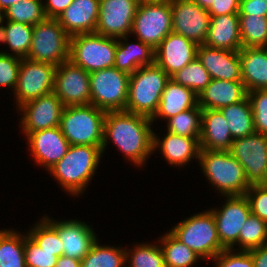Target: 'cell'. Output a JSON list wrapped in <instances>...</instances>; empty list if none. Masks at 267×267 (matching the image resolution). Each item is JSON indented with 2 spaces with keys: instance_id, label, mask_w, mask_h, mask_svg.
<instances>
[{
  "instance_id": "cell-26",
  "label": "cell",
  "mask_w": 267,
  "mask_h": 267,
  "mask_svg": "<svg viewBox=\"0 0 267 267\" xmlns=\"http://www.w3.org/2000/svg\"><path fill=\"white\" fill-rule=\"evenodd\" d=\"M247 91L242 81L211 79L198 96V105L202 109H221L242 101Z\"/></svg>"
},
{
  "instance_id": "cell-33",
  "label": "cell",
  "mask_w": 267,
  "mask_h": 267,
  "mask_svg": "<svg viewBox=\"0 0 267 267\" xmlns=\"http://www.w3.org/2000/svg\"><path fill=\"white\" fill-rule=\"evenodd\" d=\"M166 267H190L201 259L192 249L183 244L170 231L159 239ZM163 244V245H162Z\"/></svg>"
},
{
  "instance_id": "cell-29",
  "label": "cell",
  "mask_w": 267,
  "mask_h": 267,
  "mask_svg": "<svg viewBox=\"0 0 267 267\" xmlns=\"http://www.w3.org/2000/svg\"><path fill=\"white\" fill-rule=\"evenodd\" d=\"M119 39H125V43ZM137 40L138 43H130L127 36L117 39L114 67L129 75L140 67L155 63V50L150 45Z\"/></svg>"
},
{
  "instance_id": "cell-39",
  "label": "cell",
  "mask_w": 267,
  "mask_h": 267,
  "mask_svg": "<svg viewBox=\"0 0 267 267\" xmlns=\"http://www.w3.org/2000/svg\"><path fill=\"white\" fill-rule=\"evenodd\" d=\"M5 13V19L27 25H36L47 17L42 0H23L11 5Z\"/></svg>"
},
{
  "instance_id": "cell-11",
  "label": "cell",
  "mask_w": 267,
  "mask_h": 267,
  "mask_svg": "<svg viewBox=\"0 0 267 267\" xmlns=\"http://www.w3.org/2000/svg\"><path fill=\"white\" fill-rule=\"evenodd\" d=\"M55 70L53 64L22 58L14 91L17 108L27 101L53 92Z\"/></svg>"
},
{
  "instance_id": "cell-40",
  "label": "cell",
  "mask_w": 267,
  "mask_h": 267,
  "mask_svg": "<svg viewBox=\"0 0 267 267\" xmlns=\"http://www.w3.org/2000/svg\"><path fill=\"white\" fill-rule=\"evenodd\" d=\"M132 250L125 252L126 262H129L127 267H166L161 246L147 243L137 244Z\"/></svg>"
},
{
  "instance_id": "cell-14",
  "label": "cell",
  "mask_w": 267,
  "mask_h": 267,
  "mask_svg": "<svg viewBox=\"0 0 267 267\" xmlns=\"http://www.w3.org/2000/svg\"><path fill=\"white\" fill-rule=\"evenodd\" d=\"M140 0H100L95 33L121 38L131 34Z\"/></svg>"
},
{
  "instance_id": "cell-41",
  "label": "cell",
  "mask_w": 267,
  "mask_h": 267,
  "mask_svg": "<svg viewBox=\"0 0 267 267\" xmlns=\"http://www.w3.org/2000/svg\"><path fill=\"white\" fill-rule=\"evenodd\" d=\"M40 221L27 234L42 250L56 252L57 257L63 256L62 241L58 232L44 218Z\"/></svg>"
},
{
  "instance_id": "cell-23",
  "label": "cell",
  "mask_w": 267,
  "mask_h": 267,
  "mask_svg": "<svg viewBox=\"0 0 267 267\" xmlns=\"http://www.w3.org/2000/svg\"><path fill=\"white\" fill-rule=\"evenodd\" d=\"M233 138L220 109H202L200 148L228 151Z\"/></svg>"
},
{
  "instance_id": "cell-32",
  "label": "cell",
  "mask_w": 267,
  "mask_h": 267,
  "mask_svg": "<svg viewBox=\"0 0 267 267\" xmlns=\"http://www.w3.org/2000/svg\"><path fill=\"white\" fill-rule=\"evenodd\" d=\"M0 267H26L24 235L0 230Z\"/></svg>"
},
{
  "instance_id": "cell-54",
  "label": "cell",
  "mask_w": 267,
  "mask_h": 267,
  "mask_svg": "<svg viewBox=\"0 0 267 267\" xmlns=\"http://www.w3.org/2000/svg\"><path fill=\"white\" fill-rule=\"evenodd\" d=\"M260 185H262L264 187H267V167H266V170H265V173H264V176H263V180L260 183Z\"/></svg>"
},
{
  "instance_id": "cell-22",
  "label": "cell",
  "mask_w": 267,
  "mask_h": 267,
  "mask_svg": "<svg viewBox=\"0 0 267 267\" xmlns=\"http://www.w3.org/2000/svg\"><path fill=\"white\" fill-rule=\"evenodd\" d=\"M100 0H73L57 18L71 37L94 33L98 21Z\"/></svg>"
},
{
  "instance_id": "cell-15",
  "label": "cell",
  "mask_w": 267,
  "mask_h": 267,
  "mask_svg": "<svg viewBox=\"0 0 267 267\" xmlns=\"http://www.w3.org/2000/svg\"><path fill=\"white\" fill-rule=\"evenodd\" d=\"M226 203L217 210L211 209L217 227L218 237L224 249H233L238 244L240 229L251 214L245 195L225 196Z\"/></svg>"
},
{
  "instance_id": "cell-4",
  "label": "cell",
  "mask_w": 267,
  "mask_h": 267,
  "mask_svg": "<svg viewBox=\"0 0 267 267\" xmlns=\"http://www.w3.org/2000/svg\"><path fill=\"white\" fill-rule=\"evenodd\" d=\"M198 162L204 176L222 196L245 195L251 187L243 166L228 151L201 149Z\"/></svg>"
},
{
  "instance_id": "cell-21",
  "label": "cell",
  "mask_w": 267,
  "mask_h": 267,
  "mask_svg": "<svg viewBox=\"0 0 267 267\" xmlns=\"http://www.w3.org/2000/svg\"><path fill=\"white\" fill-rule=\"evenodd\" d=\"M197 58L208 71L211 79L242 81L238 51L208 47H197Z\"/></svg>"
},
{
  "instance_id": "cell-36",
  "label": "cell",
  "mask_w": 267,
  "mask_h": 267,
  "mask_svg": "<svg viewBox=\"0 0 267 267\" xmlns=\"http://www.w3.org/2000/svg\"><path fill=\"white\" fill-rule=\"evenodd\" d=\"M167 131L185 137L200 138L202 108L197 105L167 119Z\"/></svg>"
},
{
  "instance_id": "cell-16",
  "label": "cell",
  "mask_w": 267,
  "mask_h": 267,
  "mask_svg": "<svg viewBox=\"0 0 267 267\" xmlns=\"http://www.w3.org/2000/svg\"><path fill=\"white\" fill-rule=\"evenodd\" d=\"M172 32L195 42L204 44L210 25L209 12L191 0H173Z\"/></svg>"
},
{
  "instance_id": "cell-1",
  "label": "cell",
  "mask_w": 267,
  "mask_h": 267,
  "mask_svg": "<svg viewBox=\"0 0 267 267\" xmlns=\"http://www.w3.org/2000/svg\"><path fill=\"white\" fill-rule=\"evenodd\" d=\"M151 118L127 111H108L104 119L102 154L108 139L137 166L145 164L153 153Z\"/></svg>"
},
{
  "instance_id": "cell-42",
  "label": "cell",
  "mask_w": 267,
  "mask_h": 267,
  "mask_svg": "<svg viewBox=\"0 0 267 267\" xmlns=\"http://www.w3.org/2000/svg\"><path fill=\"white\" fill-rule=\"evenodd\" d=\"M26 267H55L58 257L56 252L42 250L28 235H24Z\"/></svg>"
},
{
  "instance_id": "cell-24",
  "label": "cell",
  "mask_w": 267,
  "mask_h": 267,
  "mask_svg": "<svg viewBox=\"0 0 267 267\" xmlns=\"http://www.w3.org/2000/svg\"><path fill=\"white\" fill-rule=\"evenodd\" d=\"M161 139L153 133V150L160 147L163 157L172 166H183L191 161L192 158L199 160L200 138L185 137L170 133Z\"/></svg>"
},
{
  "instance_id": "cell-2",
  "label": "cell",
  "mask_w": 267,
  "mask_h": 267,
  "mask_svg": "<svg viewBox=\"0 0 267 267\" xmlns=\"http://www.w3.org/2000/svg\"><path fill=\"white\" fill-rule=\"evenodd\" d=\"M101 155L102 146L70 145L63 158L48 171L66 192L78 196L88 187Z\"/></svg>"
},
{
  "instance_id": "cell-55",
  "label": "cell",
  "mask_w": 267,
  "mask_h": 267,
  "mask_svg": "<svg viewBox=\"0 0 267 267\" xmlns=\"http://www.w3.org/2000/svg\"><path fill=\"white\" fill-rule=\"evenodd\" d=\"M142 2H164V3H171L173 0H140Z\"/></svg>"
},
{
  "instance_id": "cell-35",
  "label": "cell",
  "mask_w": 267,
  "mask_h": 267,
  "mask_svg": "<svg viewBox=\"0 0 267 267\" xmlns=\"http://www.w3.org/2000/svg\"><path fill=\"white\" fill-rule=\"evenodd\" d=\"M242 48L267 47V17L239 15Z\"/></svg>"
},
{
  "instance_id": "cell-8",
  "label": "cell",
  "mask_w": 267,
  "mask_h": 267,
  "mask_svg": "<svg viewBox=\"0 0 267 267\" xmlns=\"http://www.w3.org/2000/svg\"><path fill=\"white\" fill-rule=\"evenodd\" d=\"M117 39L97 33L70 38L69 60L89 73L114 67Z\"/></svg>"
},
{
  "instance_id": "cell-6",
  "label": "cell",
  "mask_w": 267,
  "mask_h": 267,
  "mask_svg": "<svg viewBox=\"0 0 267 267\" xmlns=\"http://www.w3.org/2000/svg\"><path fill=\"white\" fill-rule=\"evenodd\" d=\"M170 232L202 260H212L224 250L211 210L190 216L179 222Z\"/></svg>"
},
{
  "instance_id": "cell-48",
  "label": "cell",
  "mask_w": 267,
  "mask_h": 267,
  "mask_svg": "<svg viewBox=\"0 0 267 267\" xmlns=\"http://www.w3.org/2000/svg\"><path fill=\"white\" fill-rule=\"evenodd\" d=\"M239 15H257L267 17L266 0H240Z\"/></svg>"
},
{
  "instance_id": "cell-47",
  "label": "cell",
  "mask_w": 267,
  "mask_h": 267,
  "mask_svg": "<svg viewBox=\"0 0 267 267\" xmlns=\"http://www.w3.org/2000/svg\"><path fill=\"white\" fill-rule=\"evenodd\" d=\"M240 0H214L207 10L210 16H220L226 14L239 13Z\"/></svg>"
},
{
  "instance_id": "cell-3",
  "label": "cell",
  "mask_w": 267,
  "mask_h": 267,
  "mask_svg": "<svg viewBox=\"0 0 267 267\" xmlns=\"http://www.w3.org/2000/svg\"><path fill=\"white\" fill-rule=\"evenodd\" d=\"M170 76L156 63L138 68L129 77L125 111L152 118Z\"/></svg>"
},
{
  "instance_id": "cell-9",
  "label": "cell",
  "mask_w": 267,
  "mask_h": 267,
  "mask_svg": "<svg viewBox=\"0 0 267 267\" xmlns=\"http://www.w3.org/2000/svg\"><path fill=\"white\" fill-rule=\"evenodd\" d=\"M130 75L110 67L90 73V104L108 111H125Z\"/></svg>"
},
{
  "instance_id": "cell-19",
  "label": "cell",
  "mask_w": 267,
  "mask_h": 267,
  "mask_svg": "<svg viewBox=\"0 0 267 267\" xmlns=\"http://www.w3.org/2000/svg\"><path fill=\"white\" fill-rule=\"evenodd\" d=\"M198 45L171 32L155 49V63L170 77L197 57Z\"/></svg>"
},
{
  "instance_id": "cell-5",
  "label": "cell",
  "mask_w": 267,
  "mask_h": 267,
  "mask_svg": "<svg viewBox=\"0 0 267 267\" xmlns=\"http://www.w3.org/2000/svg\"><path fill=\"white\" fill-rule=\"evenodd\" d=\"M106 111L96 106H66L60 128L70 145L102 146Z\"/></svg>"
},
{
  "instance_id": "cell-38",
  "label": "cell",
  "mask_w": 267,
  "mask_h": 267,
  "mask_svg": "<svg viewBox=\"0 0 267 267\" xmlns=\"http://www.w3.org/2000/svg\"><path fill=\"white\" fill-rule=\"evenodd\" d=\"M267 243V223L252 213L246 219L238 237L240 251H250Z\"/></svg>"
},
{
  "instance_id": "cell-10",
  "label": "cell",
  "mask_w": 267,
  "mask_h": 267,
  "mask_svg": "<svg viewBox=\"0 0 267 267\" xmlns=\"http://www.w3.org/2000/svg\"><path fill=\"white\" fill-rule=\"evenodd\" d=\"M172 21L171 3L140 1L131 34L155 50L172 32Z\"/></svg>"
},
{
  "instance_id": "cell-31",
  "label": "cell",
  "mask_w": 267,
  "mask_h": 267,
  "mask_svg": "<svg viewBox=\"0 0 267 267\" xmlns=\"http://www.w3.org/2000/svg\"><path fill=\"white\" fill-rule=\"evenodd\" d=\"M33 26L6 21V25L0 30V43L8 44L13 54L19 58H27L31 47Z\"/></svg>"
},
{
  "instance_id": "cell-44",
  "label": "cell",
  "mask_w": 267,
  "mask_h": 267,
  "mask_svg": "<svg viewBox=\"0 0 267 267\" xmlns=\"http://www.w3.org/2000/svg\"><path fill=\"white\" fill-rule=\"evenodd\" d=\"M21 58L0 51V87L16 89Z\"/></svg>"
},
{
  "instance_id": "cell-52",
  "label": "cell",
  "mask_w": 267,
  "mask_h": 267,
  "mask_svg": "<svg viewBox=\"0 0 267 267\" xmlns=\"http://www.w3.org/2000/svg\"><path fill=\"white\" fill-rule=\"evenodd\" d=\"M23 0H0V9L6 11L11 5Z\"/></svg>"
},
{
  "instance_id": "cell-20",
  "label": "cell",
  "mask_w": 267,
  "mask_h": 267,
  "mask_svg": "<svg viewBox=\"0 0 267 267\" xmlns=\"http://www.w3.org/2000/svg\"><path fill=\"white\" fill-rule=\"evenodd\" d=\"M27 141L36 163L47 170L60 161L70 147L60 126L31 132Z\"/></svg>"
},
{
  "instance_id": "cell-37",
  "label": "cell",
  "mask_w": 267,
  "mask_h": 267,
  "mask_svg": "<svg viewBox=\"0 0 267 267\" xmlns=\"http://www.w3.org/2000/svg\"><path fill=\"white\" fill-rule=\"evenodd\" d=\"M170 79L191 89L198 96L211 81L208 71L197 57L180 71L173 74Z\"/></svg>"
},
{
  "instance_id": "cell-13",
  "label": "cell",
  "mask_w": 267,
  "mask_h": 267,
  "mask_svg": "<svg viewBox=\"0 0 267 267\" xmlns=\"http://www.w3.org/2000/svg\"><path fill=\"white\" fill-rule=\"evenodd\" d=\"M62 104L78 106L90 104V73L70 60L56 67L54 91Z\"/></svg>"
},
{
  "instance_id": "cell-50",
  "label": "cell",
  "mask_w": 267,
  "mask_h": 267,
  "mask_svg": "<svg viewBox=\"0 0 267 267\" xmlns=\"http://www.w3.org/2000/svg\"><path fill=\"white\" fill-rule=\"evenodd\" d=\"M254 267H267V243L249 251Z\"/></svg>"
},
{
  "instance_id": "cell-46",
  "label": "cell",
  "mask_w": 267,
  "mask_h": 267,
  "mask_svg": "<svg viewBox=\"0 0 267 267\" xmlns=\"http://www.w3.org/2000/svg\"><path fill=\"white\" fill-rule=\"evenodd\" d=\"M233 249H224L214 259L216 267H254L249 251L233 253Z\"/></svg>"
},
{
  "instance_id": "cell-51",
  "label": "cell",
  "mask_w": 267,
  "mask_h": 267,
  "mask_svg": "<svg viewBox=\"0 0 267 267\" xmlns=\"http://www.w3.org/2000/svg\"><path fill=\"white\" fill-rule=\"evenodd\" d=\"M55 267H81V261L65 256L58 257Z\"/></svg>"
},
{
  "instance_id": "cell-43",
  "label": "cell",
  "mask_w": 267,
  "mask_h": 267,
  "mask_svg": "<svg viewBox=\"0 0 267 267\" xmlns=\"http://www.w3.org/2000/svg\"><path fill=\"white\" fill-rule=\"evenodd\" d=\"M247 96L252 106L255 131L267 135V89L247 92Z\"/></svg>"
},
{
  "instance_id": "cell-45",
  "label": "cell",
  "mask_w": 267,
  "mask_h": 267,
  "mask_svg": "<svg viewBox=\"0 0 267 267\" xmlns=\"http://www.w3.org/2000/svg\"><path fill=\"white\" fill-rule=\"evenodd\" d=\"M245 196L251 213L267 223V187L260 184L251 185Z\"/></svg>"
},
{
  "instance_id": "cell-34",
  "label": "cell",
  "mask_w": 267,
  "mask_h": 267,
  "mask_svg": "<svg viewBox=\"0 0 267 267\" xmlns=\"http://www.w3.org/2000/svg\"><path fill=\"white\" fill-rule=\"evenodd\" d=\"M126 250L100 245L96 240L81 260V267H126Z\"/></svg>"
},
{
  "instance_id": "cell-27",
  "label": "cell",
  "mask_w": 267,
  "mask_h": 267,
  "mask_svg": "<svg viewBox=\"0 0 267 267\" xmlns=\"http://www.w3.org/2000/svg\"><path fill=\"white\" fill-rule=\"evenodd\" d=\"M238 54L246 91L267 89V47L241 48Z\"/></svg>"
},
{
  "instance_id": "cell-12",
  "label": "cell",
  "mask_w": 267,
  "mask_h": 267,
  "mask_svg": "<svg viewBox=\"0 0 267 267\" xmlns=\"http://www.w3.org/2000/svg\"><path fill=\"white\" fill-rule=\"evenodd\" d=\"M228 152L241 163L250 185L262 182L267 167V135L254 132L233 139Z\"/></svg>"
},
{
  "instance_id": "cell-18",
  "label": "cell",
  "mask_w": 267,
  "mask_h": 267,
  "mask_svg": "<svg viewBox=\"0 0 267 267\" xmlns=\"http://www.w3.org/2000/svg\"><path fill=\"white\" fill-rule=\"evenodd\" d=\"M59 234L62 241L63 256L82 260L98 239L93 229L83 221H54L48 216L43 217Z\"/></svg>"
},
{
  "instance_id": "cell-49",
  "label": "cell",
  "mask_w": 267,
  "mask_h": 267,
  "mask_svg": "<svg viewBox=\"0 0 267 267\" xmlns=\"http://www.w3.org/2000/svg\"><path fill=\"white\" fill-rule=\"evenodd\" d=\"M73 0H46L44 12L47 18L57 19Z\"/></svg>"
},
{
  "instance_id": "cell-7",
  "label": "cell",
  "mask_w": 267,
  "mask_h": 267,
  "mask_svg": "<svg viewBox=\"0 0 267 267\" xmlns=\"http://www.w3.org/2000/svg\"><path fill=\"white\" fill-rule=\"evenodd\" d=\"M70 38L57 19L46 18L33 26L27 59L57 67L69 60Z\"/></svg>"
},
{
  "instance_id": "cell-25",
  "label": "cell",
  "mask_w": 267,
  "mask_h": 267,
  "mask_svg": "<svg viewBox=\"0 0 267 267\" xmlns=\"http://www.w3.org/2000/svg\"><path fill=\"white\" fill-rule=\"evenodd\" d=\"M204 45L229 51H239L242 48L239 14L211 16Z\"/></svg>"
},
{
  "instance_id": "cell-17",
  "label": "cell",
  "mask_w": 267,
  "mask_h": 267,
  "mask_svg": "<svg viewBox=\"0 0 267 267\" xmlns=\"http://www.w3.org/2000/svg\"><path fill=\"white\" fill-rule=\"evenodd\" d=\"M64 107L54 92L27 101L18 107L23 112L22 131L27 136L31 132L60 126Z\"/></svg>"
},
{
  "instance_id": "cell-30",
  "label": "cell",
  "mask_w": 267,
  "mask_h": 267,
  "mask_svg": "<svg viewBox=\"0 0 267 267\" xmlns=\"http://www.w3.org/2000/svg\"><path fill=\"white\" fill-rule=\"evenodd\" d=\"M233 139L245 137L255 131L252 106L248 96L238 103L220 109Z\"/></svg>"
},
{
  "instance_id": "cell-53",
  "label": "cell",
  "mask_w": 267,
  "mask_h": 267,
  "mask_svg": "<svg viewBox=\"0 0 267 267\" xmlns=\"http://www.w3.org/2000/svg\"><path fill=\"white\" fill-rule=\"evenodd\" d=\"M202 8L208 10L210 6L213 4L214 0H191Z\"/></svg>"
},
{
  "instance_id": "cell-28",
  "label": "cell",
  "mask_w": 267,
  "mask_h": 267,
  "mask_svg": "<svg viewBox=\"0 0 267 267\" xmlns=\"http://www.w3.org/2000/svg\"><path fill=\"white\" fill-rule=\"evenodd\" d=\"M198 105V95L191 89L175 83L170 79L164 91L162 92L157 112L151 118L152 122L155 118L169 119L176 116L180 112L196 107Z\"/></svg>"
},
{
  "instance_id": "cell-56",
  "label": "cell",
  "mask_w": 267,
  "mask_h": 267,
  "mask_svg": "<svg viewBox=\"0 0 267 267\" xmlns=\"http://www.w3.org/2000/svg\"><path fill=\"white\" fill-rule=\"evenodd\" d=\"M5 13L3 10L0 9V30H1V27L3 26L2 23H4L3 21L5 20Z\"/></svg>"
}]
</instances>
